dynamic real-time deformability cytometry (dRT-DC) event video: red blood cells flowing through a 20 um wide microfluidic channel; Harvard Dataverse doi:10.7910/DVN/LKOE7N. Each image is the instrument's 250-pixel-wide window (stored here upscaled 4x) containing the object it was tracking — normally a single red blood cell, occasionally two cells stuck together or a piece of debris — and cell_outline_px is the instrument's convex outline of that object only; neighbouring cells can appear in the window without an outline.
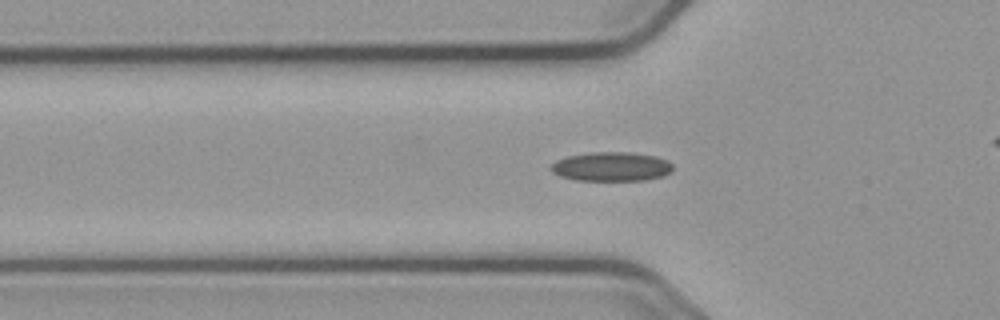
{"species": "common noctule bat (a hibernating species)", "species_latin": "Nyctalus noctula", "temperature_condition": "cold", "stored_images_in_passage": 47, "camera_frame_rate_fps": 3000, "um_per_image_px": 0.085, "animal": {"sex": "male", "body_mass_g": 23.1, "forearm_length_mm": 52.7}, "frame": {"image": 1, "passage_image": 18, "time_ms": 5.667, "image_size_px": [1000, 320], "cell_outline_px": [[672, 172], [664, 176], [644, 180], [576, 180], [560, 176], [552, 172], [548, 168], [556, 160], [568, 156], [592, 152], [632, 152], [656, 156], [668, 160], [672, 164]], "centroid_in_image_um": [51.98, 14.16], "position_along_channel_um": 73.8, "area_um2": 20.87}}
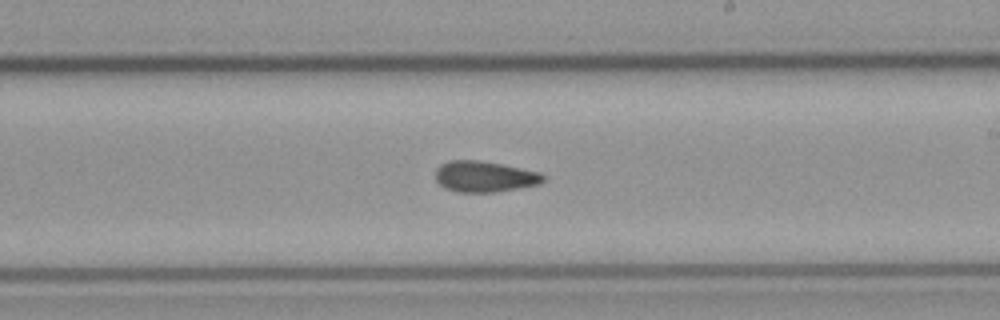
{"frame": {"image": 2, "passage_image": 32, "time_ms": 10.333, "image_size_px": [1000, 320], "cell_outline_px": [[544, 180], [540, 184], [496, 192], [456, 192], [444, 188], [436, 180], [436, 168], [440, 164], [448, 160], [480, 160], [540, 172], [544, 176]], "centroid_in_image_um": [41.15, 15.01], "position_along_channel_um": 247.8, "area_um2": 19.48}}
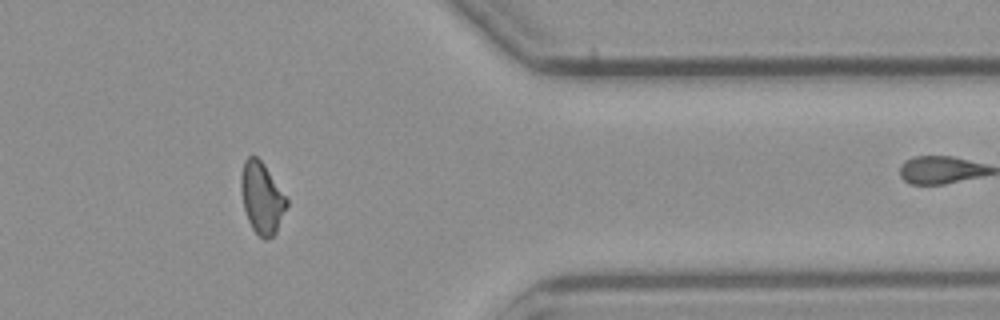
{"frame": {"image": 3, "passage_image": 45, "time_ms": 14.667, "image_size_px": [1000, 320], "cell_outline_px": [[288, 204], [276, 232], [268, 240], [264, 240], [252, 228], [248, 220], [244, 208], [240, 188], [240, 176], [244, 160], [248, 156], [256, 156], [264, 164], [288, 200]], "centroid_in_image_um": [22.24, 16.82], "position_along_channel_um": 389.2, "area_um2": 18.9}}